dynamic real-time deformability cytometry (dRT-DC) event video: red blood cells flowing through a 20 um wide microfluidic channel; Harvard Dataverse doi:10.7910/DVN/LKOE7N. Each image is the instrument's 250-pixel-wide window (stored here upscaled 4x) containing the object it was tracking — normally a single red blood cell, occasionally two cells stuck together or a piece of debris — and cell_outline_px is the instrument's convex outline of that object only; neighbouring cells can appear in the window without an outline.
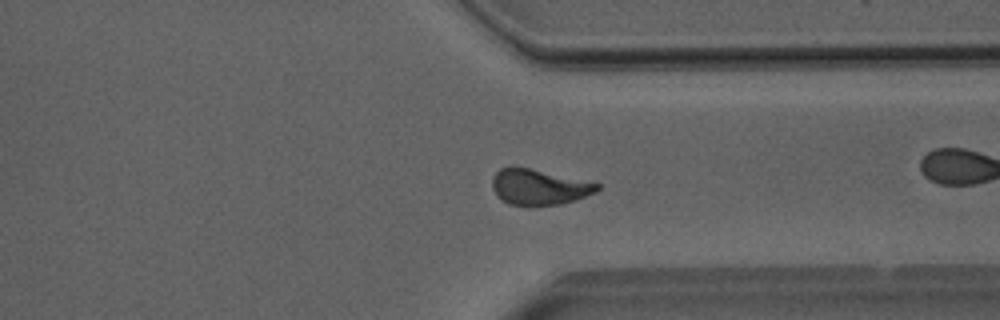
{"species": "Egyptian fruit bat (a non-hibernating species)", "species_latin": "Rousettus aegyptiacus", "temperature_condition": "room temperature", "stored_images_in_passage": 48, "camera_frame_rate_fps": 3000, "um_per_image_px": 0.085, "animal": {"sex": "male"}, "frame": {"image": 1, "passage_image": 35, "time_ms": 11.333, "image_size_px": [1000, 320], "cell_outline_px": [[600, 188], [596, 192], [576, 200], [560, 204], [508, 204], [496, 196], [492, 188], [492, 176], [500, 168], [528, 168], [600, 184]], "centroid_in_image_um": [45.79, 15.9], "position_along_channel_um": 365.6, "area_um2": 21.21}, "authors_computed_cell_mechanics": {"area_um2": 22.1663, "velocity_mm_per_s": 3.9734, "shape_relaxation_time_tau1_ms": 4.2869, "shape_relaxation_time_tau2_ms": 1.5195, "deformation_change_tau1": 0.175, "deformation_change_tau2": 0.0766}}